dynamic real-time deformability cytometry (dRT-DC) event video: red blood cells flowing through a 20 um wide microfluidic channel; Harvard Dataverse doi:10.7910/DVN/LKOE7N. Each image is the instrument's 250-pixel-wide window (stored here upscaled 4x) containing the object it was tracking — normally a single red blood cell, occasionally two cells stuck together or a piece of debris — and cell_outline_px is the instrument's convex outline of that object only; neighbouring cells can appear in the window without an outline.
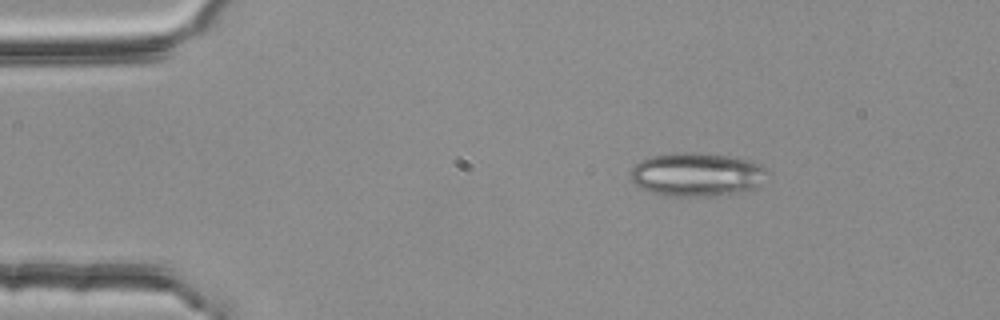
{"species": "common noctule bat (a hibernating species)", "species_latin": "Nyctalus noctula", "temperature_condition": "room temperature", "stored_images_in_passage": 53, "camera_frame_rate_fps": 3000, "um_per_image_px": 0.085, "animal": {"sex": "female", "body_mass_g": 25.1}, "frame": {"image": 1, "passage_image": 8, "time_ms": 2.333, "image_size_px": [1000, 320], "cell_outline_px": [[764, 172], [760, 184], [756, 188], [744, 192], [728, 196], [664, 196], [648, 192], [640, 188], [632, 180], [628, 172], [640, 160], [652, 156], [672, 152], [700, 152], [732, 156], [748, 160], [760, 164], [764, 168]], "centroid_in_image_um": [59.19, 14.84], "position_along_channel_um": 25.8, "area_um2": 35.37}}
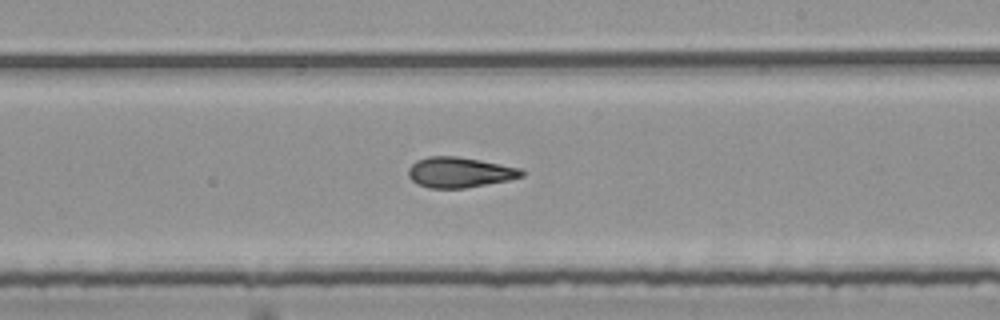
{"frame": {"image": 2, "passage_image": 31, "time_ms": 10.0, "image_size_px": [1000, 320], "cell_outline_px": [[528, 172], [524, 176], [508, 180], [464, 188], [428, 188], [412, 180], [408, 176], [408, 168], [416, 160], [428, 156], [456, 156], [480, 160], [520, 168]], "centroid_in_image_um": [39.08, 14.64], "position_along_channel_um": 249.9, "area_um2": 20.06}}
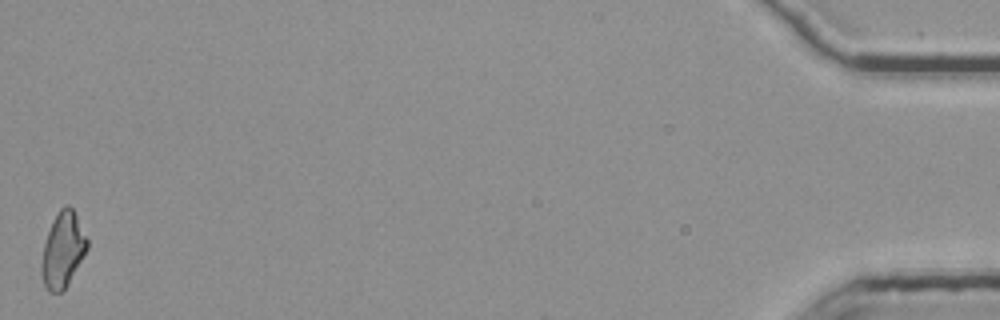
{"frame": {"image": 3, "passage_image": 53, "time_ms": 17.333, "image_size_px": [1000, 320], "cell_outline_px": [[88, 248], [68, 284], [60, 292], [48, 292], [44, 284], [40, 272], [40, 264], [44, 244], [52, 220], [60, 208], [64, 204], [68, 204], [72, 208], [88, 240]], "centroid_in_image_um": [5.32, 21.24], "position_along_channel_um": 429.9, "area_um2": 19.94}, "authors_computed_cell_mechanics": {"area_um2": 20.1722, "velocity_mm_per_s": 3.8078, "shape_relaxation_time_tau1_ms": 10.5851, "shape_relaxation_time_tau2_ms": 1.6127, "deformation_change_tau1": 0.2367, "deformation_change_tau2": 0.092}}